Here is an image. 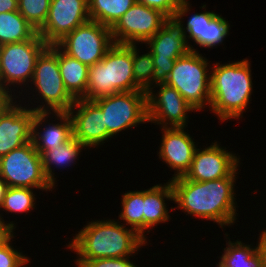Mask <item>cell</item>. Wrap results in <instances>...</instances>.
<instances>
[{
  "label": "cell",
  "mask_w": 266,
  "mask_h": 267,
  "mask_svg": "<svg viewBox=\"0 0 266 267\" xmlns=\"http://www.w3.org/2000/svg\"><path fill=\"white\" fill-rule=\"evenodd\" d=\"M103 219L87 221V224H84V227L66 244V249L69 248L76 253L75 261L135 258L141 251L140 248L149 244L133 229L124 226L117 219L104 217Z\"/></svg>",
  "instance_id": "2"
},
{
  "label": "cell",
  "mask_w": 266,
  "mask_h": 267,
  "mask_svg": "<svg viewBox=\"0 0 266 267\" xmlns=\"http://www.w3.org/2000/svg\"><path fill=\"white\" fill-rule=\"evenodd\" d=\"M0 177L8 187L53 191L42 167L41 155L32 141L0 157Z\"/></svg>",
  "instance_id": "10"
},
{
  "label": "cell",
  "mask_w": 266,
  "mask_h": 267,
  "mask_svg": "<svg viewBox=\"0 0 266 267\" xmlns=\"http://www.w3.org/2000/svg\"><path fill=\"white\" fill-rule=\"evenodd\" d=\"M229 233H225L226 247L222 255L218 257L219 262L216 263L217 267H262L257 250V242L254 246L252 243L249 245L237 239L230 240Z\"/></svg>",
  "instance_id": "23"
},
{
  "label": "cell",
  "mask_w": 266,
  "mask_h": 267,
  "mask_svg": "<svg viewBox=\"0 0 266 267\" xmlns=\"http://www.w3.org/2000/svg\"><path fill=\"white\" fill-rule=\"evenodd\" d=\"M133 257H120V258H99L89 261H74L75 266L78 267H140Z\"/></svg>",
  "instance_id": "33"
},
{
  "label": "cell",
  "mask_w": 266,
  "mask_h": 267,
  "mask_svg": "<svg viewBox=\"0 0 266 267\" xmlns=\"http://www.w3.org/2000/svg\"><path fill=\"white\" fill-rule=\"evenodd\" d=\"M199 53L190 51L179 57L165 82L175 88L196 112L206 111L204 108L207 107L209 110L211 98V61Z\"/></svg>",
  "instance_id": "6"
},
{
  "label": "cell",
  "mask_w": 266,
  "mask_h": 267,
  "mask_svg": "<svg viewBox=\"0 0 266 267\" xmlns=\"http://www.w3.org/2000/svg\"><path fill=\"white\" fill-rule=\"evenodd\" d=\"M257 250L260 257L261 266L266 267V242H257Z\"/></svg>",
  "instance_id": "38"
},
{
  "label": "cell",
  "mask_w": 266,
  "mask_h": 267,
  "mask_svg": "<svg viewBox=\"0 0 266 267\" xmlns=\"http://www.w3.org/2000/svg\"><path fill=\"white\" fill-rule=\"evenodd\" d=\"M221 142L212 143L203 149L197 148L188 172L183 176L186 180L206 182L229 177L238 167L240 156L222 147Z\"/></svg>",
  "instance_id": "14"
},
{
  "label": "cell",
  "mask_w": 266,
  "mask_h": 267,
  "mask_svg": "<svg viewBox=\"0 0 266 267\" xmlns=\"http://www.w3.org/2000/svg\"><path fill=\"white\" fill-rule=\"evenodd\" d=\"M18 11V0H0V13Z\"/></svg>",
  "instance_id": "36"
},
{
  "label": "cell",
  "mask_w": 266,
  "mask_h": 267,
  "mask_svg": "<svg viewBox=\"0 0 266 267\" xmlns=\"http://www.w3.org/2000/svg\"><path fill=\"white\" fill-rule=\"evenodd\" d=\"M8 189L7 183L0 177V208L2 207L5 193Z\"/></svg>",
  "instance_id": "39"
},
{
  "label": "cell",
  "mask_w": 266,
  "mask_h": 267,
  "mask_svg": "<svg viewBox=\"0 0 266 267\" xmlns=\"http://www.w3.org/2000/svg\"><path fill=\"white\" fill-rule=\"evenodd\" d=\"M142 90L134 80L133 45L114 43L103 59L89 67L86 99Z\"/></svg>",
  "instance_id": "5"
},
{
  "label": "cell",
  "mask_w": 266,
  "mask_h": 267,
  "mask_svg": "<svg viewBox=\"0 0 266 267\" xmlns=\"http://www.w3.org/2000/svg\"><path fill=\"white\" fill-rule=\"evenodd\" d=\"M121 211L118 221L133 229L144 239V190L125 191L121 194Z\"/></svg>",
  "instance_id": "25"
},
{
  "label": "cell",
  "mask_w": 266,
  "mask_h": 267,
  "mask_svg": "<svg viewBox=\"0 0 266 267\" xmlns=\"http://www.w3.org/2000/svg\"><path fill=\"white\" fill-rule=\"evenodd\" d=\"M114 44L110 27L89 20L66 34L56 45L68 56L91 67Z\"/></svg>",
  "instance_id": "11"
},
{
  "label": "cell",
  "mask_w": 266,
  "mask_h": 267,
  "mask_svg": "<svg viewBox=\"0 0 266 267\" xmlns=\"http://www.w3.org/2000/svg\"><path fill=\"white\" fill-rule=\"evenodd\" d=\"M13 239L0 248V267H25L29 265L30 258L21 250L15 249Z\"/></svg>",
  "instance_id": "32"
},
{
  "label": "cell",
  "mask_w": 266,
  "mask_h": 267,
  "mask_svg": "<svg viewBox=\"0 0 266 267\" xmlns=\"http://www.w3.org/2000/svg\"><path fill=\"white\" fill-rule=\"evenodd\" d=\"M72 136V119L68 112H35L32 142L40 155L67 142Z\"/></svg>",
  "instance_id": "19"
},
{
  "label": "cell",
  "mask_w": 266,
  "mask_h": 267,
  "mask_svg": "<svg viewBox=\"0 0 266 267\" xmlns=\"http://www.w3.org/2000/svg\"><path fill=\"white\" fill-rule=\"evenodd\" d=\"M146 94L148 123L159 127L188 128V114L196 111L175 88L159 83L152 86Z\"/></svg>",
  "instance_id": "13"
},
{
  "label": "cell",
  "mask_w": 266,
  "mask_h": 267,
  "mask_svg": "<svg viewBox=\"0 0 266 267\" xmlns=\"http://www.w3.org/2000/svg\"><path fill=\"white\" fill-rule=\"evenodd\" d=\"M186 0H136L137 3L161 11L167 17L175 16L177 9Z\"/></svg>",
  "instance_id": "34"
},
{
  "label": "cell",
  "mask_w": 266,
  "mask_h": 267,
  "mask_svg": "<svg viewBox=\"0 0 266 267\" xmlns=\"http://www.w3.org/2000/svg\"><path fill=\"white\" fill-rule=\"evenodd\" d=\"M167 201H174V189L170 180L144 190V240L146 242L149 241L146 235L155 226L168 223L172 219L169 207L166 206Z\"/></svg>",
  "instance_id": "20"
},
{
  "label": "cell",
  "mask_w": 266,
  "mask_h": 267,
  "mask_svg": "<svg viewBox=\"0 0 266 267\" xmlns=\"http://www.w3.org/2000/svg\"><path fill=\"white\" fill-rule=\"evenodd\" d=\"M166 18L161 11L136 2L110 28L112 39L118 44L142 46L162 28Z\"/></svg>",
  "instance_id": "12"
},
{
  "label": "cell",
  "mask_w": 266,
  "mask_h": 267,
  "mask_svg": "<svg viewBox=\"0 0 266 267\" xmlns=\"http://www.w3.org/2000/svg\"><path fill=\"white\" fill-rule=\"evenodd\" d=\"M34 115L35 112L18 99L3 111L0 115V157L32 141Z\"/></svg>",
  "instance_id": "18"
},
{
  "label": "cell",
  "mask_w": 266,
  "mask_h": 267,
  "mask_svg": "<svg viewBox=\"0 0 266 267\" xmlns=\"http://www.w3.org/2000/svg\"><path fill=\"white\" fill-rule=\"evenodd\" d=\"M38 32L19 11L0 13V43H19L32 39Z\"/></svg>",
  "instance_id": "26"
},
{
  "label": "cell",
  "mask_w": 266,
  "mask_h": 267,
  "mask_svg": "<svg viewBox=\"0 0 266 267\" xmlns=\"http://www.w3.org/2000/svg\"><path fill=\"white\" fill-rule=\"evenodd\" d=\"M89 20L88 0H51L47 19L37 32L52 45Z\"/></svg>",
  "instance_id": "15"
},
{
  "label": "cell",
  "mask_w": 266,
  "mask_h": 267,
  "mask_svg": "<svg viewBox=\"0 0 266 267\" xmlns=\"http://www.w3.org/2000/svg\"><path fill=\"white\" fill-rule=\"evenodd\" d=\"M159 129L162 131V137L157 151L158 158L171 168V171H174L169 180L183 177L190 169L194 153L200 146L186 127H160Z\"/></svg>",
  "instance_id": "16"
},
{
  "label": "cell",
  "mask_w": 266,
  "mask_h": 267,
  "mask_svg": "<svg viewBox=\"0 0 266 267\" xmlns=\"http://www.w3.org/2000/svg\"><path fill=\"white\" fill-rule=\"evenodd\" d=\"M51 0H18L19 13L38 31L45 23Z\"/></svg>",
  "instance_id": "31"
},
{
  "label": "cell",
  "mask_w": 266,
  "mask_h": 267,
  "mask_svg": "<svg viewBox=\"0 0 266 267\" xmlns=\"http://www.w3.org/2000/svg\"><path fill=\"white\" fill-rule=\"evenodd\" d=\"M189 0H186L176 11L175 17L181 22L183 28L186 32V38L190 46L191 51L199 52L198 48H194L193 45H196L200 48V37H204L205 30V21H211V19L217 14L215 11H207L206 4L200 7L203 11L194 14L188 17V14L191 13V6ZM206 10V11H205ZM188 18L186 23H184V17ZM185 25V26H184ZM188 32V33H187ZM193 42V45L191 42ZM191 43V44H190Z\"/></svg>",
  "instance_id": "24"
},
{
  "label": "cell",
  "mask_w": 266,
  "mask_h": 267,
  "mask_svg": "<svg viewBox=\"0 0 266 267\" xmlns=\"http://www.w3.org/2000/svg\"><path fill=\"white\" fill-rule=\"evenodd\" d=\"M16 221H5L0 217V248L8 244L13 238H15Z\"/></svg>",
  "instance_id": "35"
},
{
  "label": "cell",
  "mask_w": 266,
  "mask_h": 267,
  "mask_svg": "<svg viewBox=\"0 0 266 267\" xmlns=\"http://www.w3.org/2000/svg\"><path fill=\"white\" fill-rule=\"evenodd\" d=\"M72 119L73 137L89 151L104 145L112 137L104 125L102 110L92 101L77 99L68 111Z\"/></svg>",
  "instance_id": "17"
},
{
  "label": "cell",
  "mask_w": 266,
  "mask_h": 267,
  "mask_svg": "<svg viewBox=\"0 0 266 267\" xmlns=\"http://www.w3.org/2000/svg\"><path fill=\"white\" fill-rule=\"evenodd\" d=\"M92 101L102 110L104 125L112 138L148 123L147 94L144 90L119 92Z\"/></svg>",
  "instance_id": "8"
},
{
  "label": "cell",
  "mask_w": 266,
  "mask_h": 267,
  "mask_svg": "<svg viewBox=\"0 0 266 267\" xmlns=\"http://www.w3.org/2000/svg\"><path fill=\"white\" fill-rule=\"evenodd\" d=\"M248 58L211 63L210 113L222 123L243 118L252 101V67ZM215 64V65H214Z\"/></svg>",
  "instance_id": "3"
},
{
  "label": "cell",
  "mask_w": 266,
  "mask_h": 267,
  "mask_svg": "<svg viewBox=\"0 0 266 267\" xmlns=\"http://www.w3.org/2000/svg\"><path fill=\"white\" fill-rule=\"evenodd\" d=\"M27 88L16 99L34 112H68L75 103L60 74L56 44L49 45L37 58L33 77Z\"/></svg>",
  "instance_id": "4"
},
{
  "label": "cell",
  "mask_w": 266,
  "mask_h": 267,
  "mask_svg": "<svg viewBox=\"0 0 266 267\" xmlns=\"http://www.w3.org/2000/svg\"><path fill=\"white\" fill-rule=\"evenodd\" d=\"M229 21L220 13H217L211 21H205L204 37H200V48L214 49L220 45H224L225 38L229 36Z\"/></svg>",
  "instance_id": "30"
},
{
  "label": "cell",
  "mask_w": 266,
  "mask_h": 267,
  "mask_svg": "<svg viewBox=\"0 0 266 267\" xmlns=\"http://www.w3.org/2000/svg\"><path fill=\"white\" fill-rule=\"evenodd\" d=\"M135 3L136 0H88L89 18L111 28Z\"/></svg>",
  "instance_id": "27"
},
{
  "label": "cell",
  "mask_w": 266,
  "mask_h": 267,
  "mask_svg": "<svg viewBox=\"0 0 266 267\" xmlns=\"http://www.w3.org/2000/svg\"><path fill=\"white\" fill-rule=\"evenodd\" d=\"M58 63L64 86L75 99H86L89 67L58 47Z\"/></svg>",
  "instance_id": "22"
},
{
  "label": "cell",
  "mask_w": 266,
  "mask_h": 267,
  "mask_svg": "<svg viewBox=\"0 0 266 267\" xmlns=\"http://www.w3.org/2000/svg\"><path fill=\"white\" fill-rule=\"evenodd\" d=\"M239 167L229 176L198 182L179 177L170 180L174 189V207L187 216L213 221L219 228L232 227L237 223L236 180ZM238 174V175H237ZM237 208V209H236Z\"/></svg>",
  "instance_id": "1"
},
{
  "label": "cell",
  "mask_w": 266,
  "mask_h": 267,
  "mask_svg": "<svg viewBox=\"0 0 266 267\" xmlns=\"http://www.w3.org/2000/svg\"><path fill=\"white\" fill-rule=\"evenodd\" d=\"M35 190L37 191V189L27 187H8L0 212L4 211L6 215L9 213L16 215V213L27 214L37 209ZM0 217H4L3 213H0Z\"/></svg>",
  "instance_id": "28"
},
{
  "label": "cell",
  "mask_w": 266,
  "mask_h": 267,
  "mask_svg": "<svg viewBox=\"0 0 266 267\" xmlns=\"http://www.w3.org/2000/svg\"><path fill=\"white\" fill-rule=\"evenodd\" d=\"M15 99L10 93L0 92V115Z\"/></svg>",
  "instance_id": "37"
},
{
  "label": "cell",
  "mask_w": 266,
  "mask_h": 267,
  "mask_svg": "<svg viewBox=\"0 0 266 267\" xmlns=\"http://www.w3.org/2000/svg\"><path fill=\"white\" fill-rule=\"evenodd\" d=\"M153 56V86L165 83L174 67L175 61L191 51L186 32L175 17H167L162 28L145 43Z\"/></svg>",
  "instance_id": "9"
},
{
  "label": "cell",
  "mask_w": 266,
  "mask_h": 267,
  "mask_svg": "<svg viewBox=\"0 0 266 267\" xmlns=\"http://www.w3.org/2000/svg\"><path fill=\"white\" fill-rule=\"evenodd\" d=\"M83 149H87L79 140L74 138L73 136L65 143L60 146H56L50 151H45L41 155L42 167L44 170V174L46 179L50 183V185L55 189L57 187L56 181V173L54 169L58 170L64 169L67 167H72L74 164L76 165L77 160L81 157V152Z\"/></svg>",
  "instance_id": "21"
},
{
  "label": "cell",
  "mask_w": 266,
  "mask_h": 267,
  "mask_svg": "<svg viewBox=\"0 0 266 267\" xmlns=\"http://www.w3.org/2000/svg\"><path fill=\"white\" fill-rule=\"evenodd\" d=\"M48 46L38 33L23 42L3 44L0 51V92L17 98L18 93L20 95L29 86L37 58Z\"/></svg>",
  "instance_id": "7"
},
{
  "label": "cell",
  "mask_w": 266,
  "mask_h": 267,
  "mask_svg": "<svg viewBox=\"0 0 266 267\" xmlns=\"http://www.w3.org/2000/svg\"><path fill=\"white\" fill-rule=\"evenodd\" d=\"M259 237L257 238V242H266V227L257 234Z\"/></svg>",
  "instance_id": "40"
},
{
  "label": "cell",
  "mask_w": 266,
  "mask_h": 267,
  "mask_svg": "<svg viewBox=\"0 0 266 267\" xmlns=\"http://www.w3.org/2000/svg\"><path fill=\"white\" fill-rule=\"evenodd\" d=\"M140 54L137 45H133V73L135 83L144 91L153 86L154 64L153 56L149 50Z\"/></svg>",
  "instance_id": "29"
}]
</instances>
